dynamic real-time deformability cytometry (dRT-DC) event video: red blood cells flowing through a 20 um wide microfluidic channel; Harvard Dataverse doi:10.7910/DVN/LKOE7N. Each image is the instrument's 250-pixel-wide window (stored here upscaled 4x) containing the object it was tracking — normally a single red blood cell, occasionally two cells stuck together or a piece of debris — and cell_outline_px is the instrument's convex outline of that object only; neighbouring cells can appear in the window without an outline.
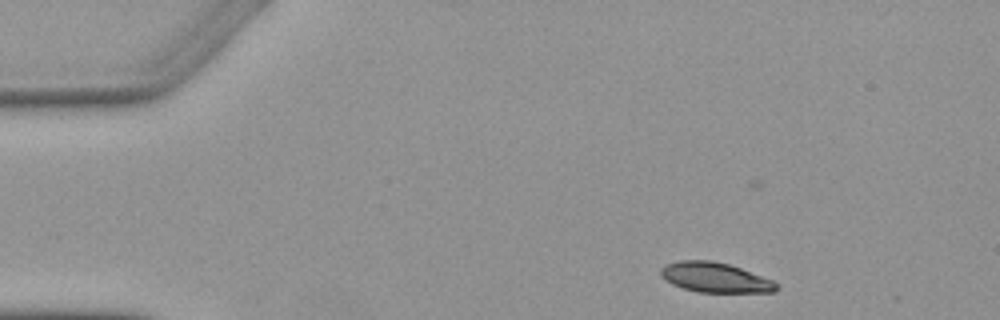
{"species": "Egyptian fruit bat (a non-hibernating species)", "species_latin": "Rousettus aegyptiacus", "temperature_condition": "warm", "stored_images_in_passage": 3, "camera_frame_rate_fps": 3000, "um_per_image_px": 0.085, "animal": {"sex": "female"}, "frame": {"image": 1, "passage_image": 1, "time_ms": 0.0, "image_size_px": [1000, 320], "cell_outline_px": [[780, 288], [776, 292], [696, 292], [672, 284], [660, 276], [660, 268], [664, 264], [680, 260], [712, 260], [728, 264], [740, 268], [772, 280], [780, 284]], "centroid_in_image_um": [60.78, 23.58], "position_along_channel_um": 24.2, "area_um2": 20.29}}